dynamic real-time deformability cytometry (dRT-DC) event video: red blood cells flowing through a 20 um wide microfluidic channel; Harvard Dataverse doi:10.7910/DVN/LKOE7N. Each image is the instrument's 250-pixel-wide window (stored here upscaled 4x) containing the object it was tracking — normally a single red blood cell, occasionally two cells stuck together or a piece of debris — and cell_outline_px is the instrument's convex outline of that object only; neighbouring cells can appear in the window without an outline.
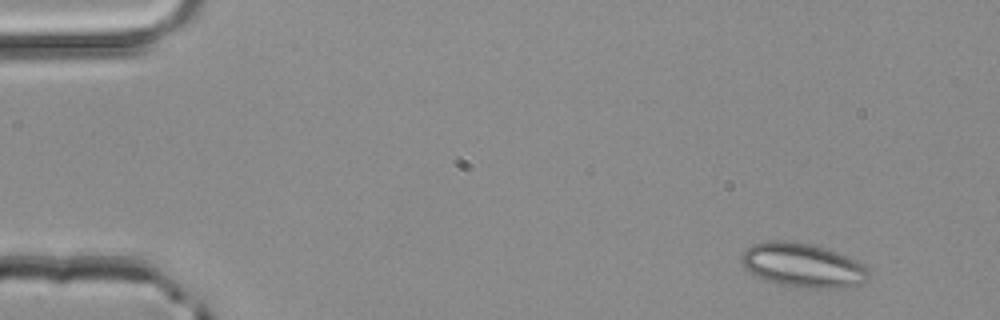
{"species": "common noctule bat (a hibernating species)", "species_latin": "Nyctalus noctula", "temperature_condition": "room temperature", "stored_images_in_passage": 5, "camera_frame_rate_fps": 3000, "um_per_image_px": 0.085, "animal": {"sex": "male", "body_mass_g": 20.4}, "frame": {"image": 1, "passage_image": 1, "time_ms": 0.0, "image_size_px": [1000, 320], "cell_outline_px": [[868, 280], [860, 284], [844, 288], [808, 288], [784, 284], [764, 280], [752, 272], [740, 260], [740, 256], [752, 244], [768, 240], [792, 240], [824, 248], [836, 252], [856, 260], [868, 268]], "centroid_in_image_um": [68.26, 22.54], "position_along_channel_um": 16.7, "area_um2": 32.37}}